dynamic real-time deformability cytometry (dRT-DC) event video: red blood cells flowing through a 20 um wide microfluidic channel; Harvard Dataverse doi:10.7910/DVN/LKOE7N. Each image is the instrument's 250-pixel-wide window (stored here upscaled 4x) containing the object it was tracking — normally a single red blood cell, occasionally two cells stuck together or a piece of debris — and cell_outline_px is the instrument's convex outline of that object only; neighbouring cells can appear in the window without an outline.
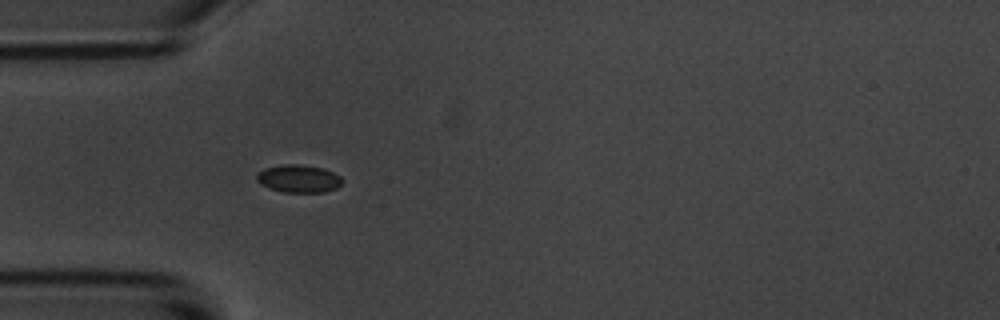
{"species": "common noctule bat (a hibernating species)", "species_latin": "Nyctalus noctula", "temperature_condition": "room temperature", "stored_images_in_passage": 7, "camera_frame_rate_fps": 3000, "um_per_image_px": 0.085, "animal": {"sex": "male", "body_mass_g": 20.1, "forearm_length_mm": 53.5}, "frame": {"image": 1, "passage_image": 6, "time_ms": 5.667, "image_size_px": [1000, 320], "cell_outline_px": [[344, 180], [336, 188], [324, 192], [284, 192], [268, 188], [260, 184], [256, 180], [256, 176], [264, 168], [284, 164], [296, 164], [324, 168], [340, 176]], "centroid_in_image_um": [25.38, 15.19], "position_along_channel_um": 59.6, "area_um2": 13.81}}
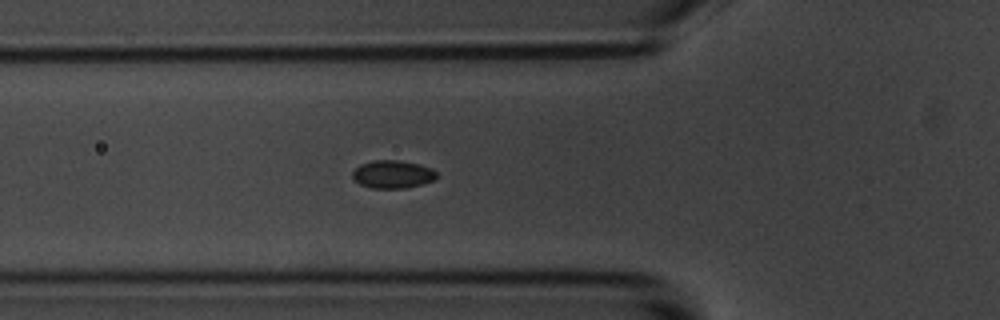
{"frame": {"image": 2, "passage_image": 7, "time_ms": 6.667, "image_size_px": [1000, 320], "cell_outline_px": [[436, 180], [424, 184], [404, 188], [372, 188], [360, 184], [352, 176], [352, 172], [360, 164], [372, 160], [396, 160], [416, 164], [432, 168], [436, 172]], "centroid_in_image_um": [33.38, 14.82], "position_along_channel_um": 92.4, "area_um2": 13.64}}